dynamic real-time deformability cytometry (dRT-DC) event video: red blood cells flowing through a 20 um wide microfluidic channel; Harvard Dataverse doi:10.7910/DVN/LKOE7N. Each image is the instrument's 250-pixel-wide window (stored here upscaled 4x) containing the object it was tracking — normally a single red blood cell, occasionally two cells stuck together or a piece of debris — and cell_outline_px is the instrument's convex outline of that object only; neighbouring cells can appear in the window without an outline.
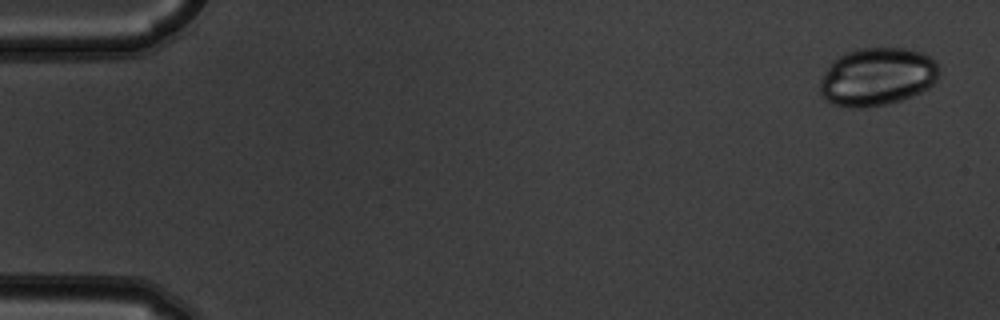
{"species": "common noctule bat (a hibernating species)", "species_latin": "Nyctalus noctula", "temperature_condition": "warm", "stored_images_in_passage": 9, "camera_frame_rate_fps": 3000, "um_per_image_px": 0.085, "animal": {"sex": "male", "body_mass_g": 19.5, "forearm_length_mm": 54.6}, "frame": {"image": 1, "passage_image": 1, "time_ms": 0.0, "image_size_px": [1000, 320], "cell_outline_px": [[940, 72], [936, 80], [928, 88], [920, 92], [900, 100], [884, 104], [860, 108], [852, 108], [832, 104], [824, 100], [820, 92], [820, 80], [832, 60], [836, 56], [860, 48], [904, 48], [920, 52], [928, 56], [936, 64]], "centroid_in_image_um": [74.52, 6.52], "position_along_channel_um": 10.5, "area_um2": 40.17}}
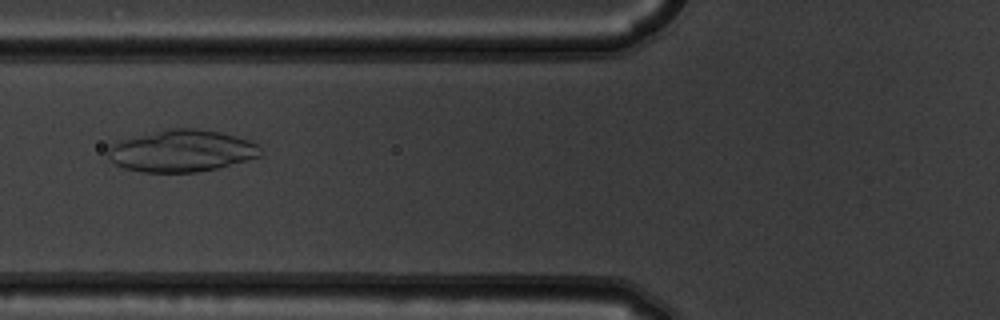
{"frame": {"image": 2, "passage_image": 6, "time_ms": 1.667, "image_size_px": [1000, 320], "cell_outline_px": [[260, 156], [216, 168], [196, 172], [144, 172], [124, 168], [108, 160], [108, 144], [120, 140], [172, 128], [196, 128], [220, 132], [236, 136], [260, 144]], "centroid_in_image_um": [15.41, 12.82], "position_along_channel_um": 110.4, "area_um2": 37.05}}